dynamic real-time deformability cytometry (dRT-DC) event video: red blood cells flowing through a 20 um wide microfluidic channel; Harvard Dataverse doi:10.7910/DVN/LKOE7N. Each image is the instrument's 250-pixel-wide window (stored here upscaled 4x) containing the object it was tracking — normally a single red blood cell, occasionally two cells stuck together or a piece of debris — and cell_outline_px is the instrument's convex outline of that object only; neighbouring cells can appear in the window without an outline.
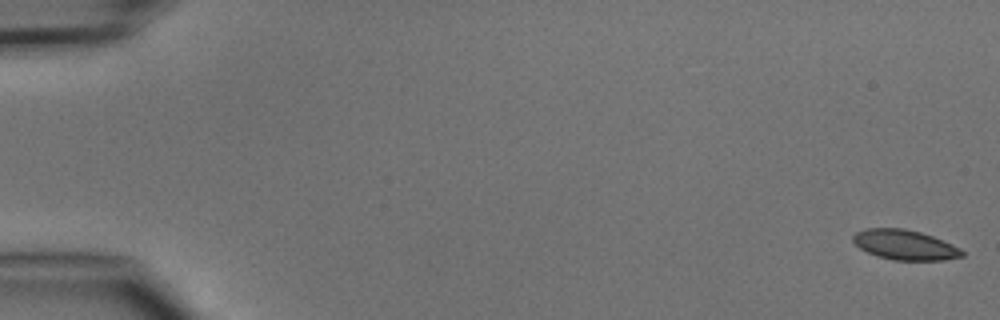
{"species": "common noctule bat (a hibernating species)", "species_latin": "Nyctalus noctula", "temperature_condition": "cold", "stored_images_in_passage": 5, "camera_frame_rate_fps": 3000, "um_per_image_px": 0.085, "animal": {"sex": "male", "body_mass_g": 15.6}, "frame": {"image": 1, "passage_image": 1, "time_ms": 0.0, "image_size_px": [1000, 320], "cell_outline_px": [[964, 256], [944, 260], [892, 260], [876, 256], [860, 248], [852, 240], [852, 236], [856, 232], [864, 228], [904, 228], [920, 232], [932, 236], [952, 244], [960, 248], [964, 252]], "centroid_in_image_um": [76.9, 20.81], "position_along_channel_um": 8.1, "area_um2": 19.07}}
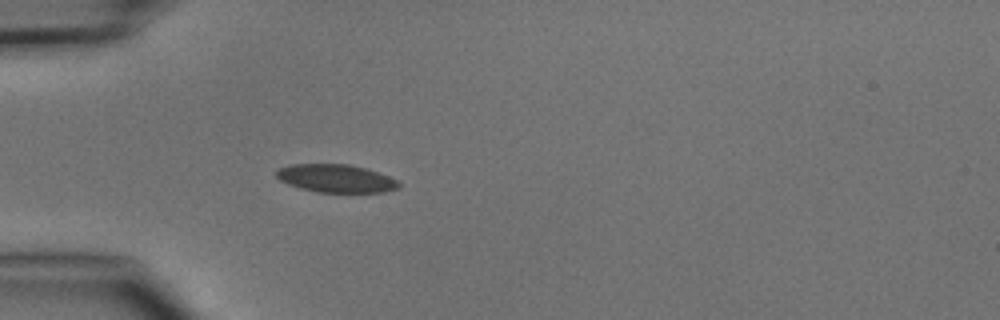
{"frame": {"image": 2, "passage_image": 5, "time_ms": 4.667, "image_size_px": [1000, 320], "cell_outline_px": [[400, 188], [384, 192], [320, 192], [300, 188], [288, 184], [280, 180], [276, 176], [276, 172], [280, 168], [288, 164], [352, 164], [388, 176], [396, 180], [400, 184]], "centroid_in_image_um": [28.55, 15.16], "position_along_channel_um": 56.5, "area_um2": 19.88}}